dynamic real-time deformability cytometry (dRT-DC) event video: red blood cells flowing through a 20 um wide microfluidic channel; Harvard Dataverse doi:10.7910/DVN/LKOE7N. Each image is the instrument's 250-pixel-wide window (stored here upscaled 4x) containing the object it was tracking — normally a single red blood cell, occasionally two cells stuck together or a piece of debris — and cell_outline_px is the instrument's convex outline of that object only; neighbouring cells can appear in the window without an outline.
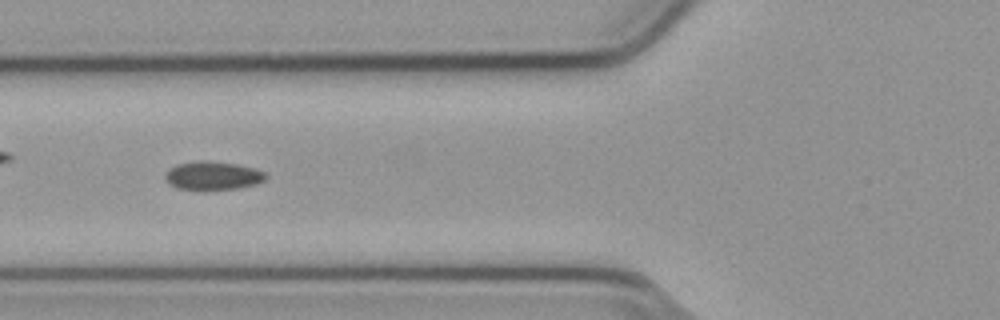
{"species": "common noctule bat (a hibernating species)", "species_latin": "Nyctalus noctula", "temperature_condition": "cold", "stored_images_in_passage": 46, "camera_frame_rate_fps": 3000, "um_per_image_px": 0.085, "animal": {"sex": "male", "body_mass_g": 23.1, "forearm_length_mm": 52.7}, "frame": {"image": 1, "passage_image": 16, "time_ms": 5.0, "image_size_px": [1000, 320], "cell_outline_px": [[264, 180], [256, 184], [240, 188], [176, 188], [168, 184], [164, 180], [164, 172], [176, 164], [236, 164], [252, 168], [264, 172]], "centroid_in_image_um": [18.05, 14.97], "position_along_channel_um": 107.8, "area_um2": 15.37}}
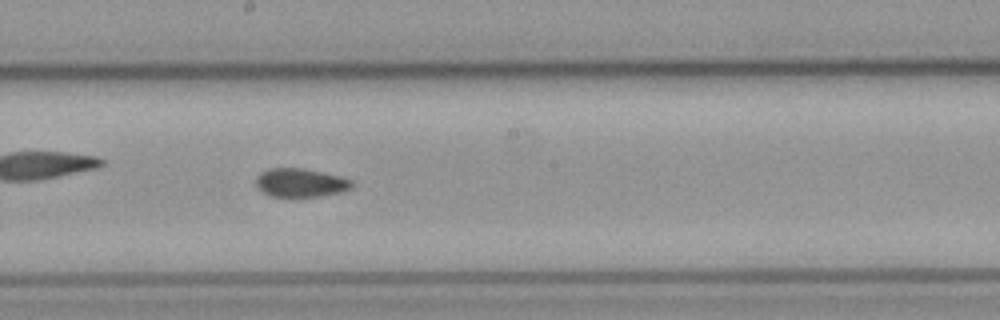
{"frame": {"image": 2, "passage_image": 25, "time_ms": 8.0, "image_size_px": [1000, 320], "cell_outline_px": [[356, 184], [352, 188], [344, 192], [320, 196], [268, 196], [256, 184], [256, 176], [260, 172], [268, 168], [304, 168], [340, 176], [352, 180]], "centroid_in_image_um": [25.59, 15.52], "position_along_channel_um": 222.6, "area_um2": 16.13}}
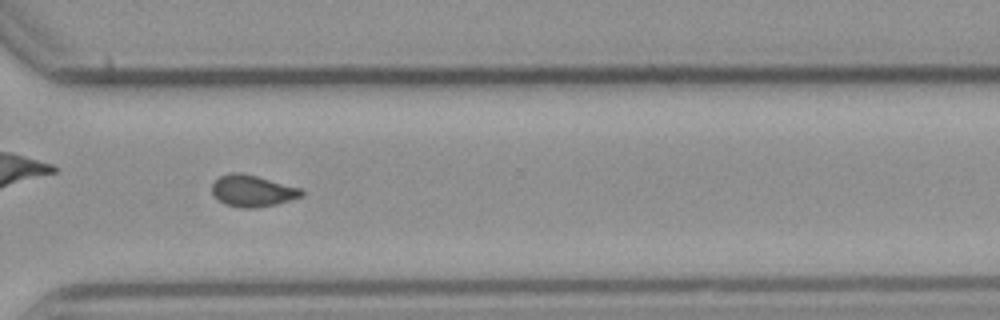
{"frame": {"image": 3, "passage_image": 35, "time_ms": 11.333, "image_size_px": [1000, 320], "cell_outline_px": [[304, 196], [276, 204], [256, 208], [240, 208], [224, 204], [212, 192], [212, 184], [220, 176], [232, 172], [240, 172], [256, 176], [300, 188], [304, 192]], "centroid_in_image_um": [21.46, 16.23], "position_along_channel_um": 349.1, "area_um2": 16.36}, "authors_computed_cell_mechanics": {"area_um2": 16.3863, "velocity_mm_per_s": 3.8062, "shape_relaxation_time_tau1_ms": null, "shape_relaxation_time_tau2_ms": 3.0257, "deformation_change_tau1": null, "deformation_change_tau2": 0.0661}}